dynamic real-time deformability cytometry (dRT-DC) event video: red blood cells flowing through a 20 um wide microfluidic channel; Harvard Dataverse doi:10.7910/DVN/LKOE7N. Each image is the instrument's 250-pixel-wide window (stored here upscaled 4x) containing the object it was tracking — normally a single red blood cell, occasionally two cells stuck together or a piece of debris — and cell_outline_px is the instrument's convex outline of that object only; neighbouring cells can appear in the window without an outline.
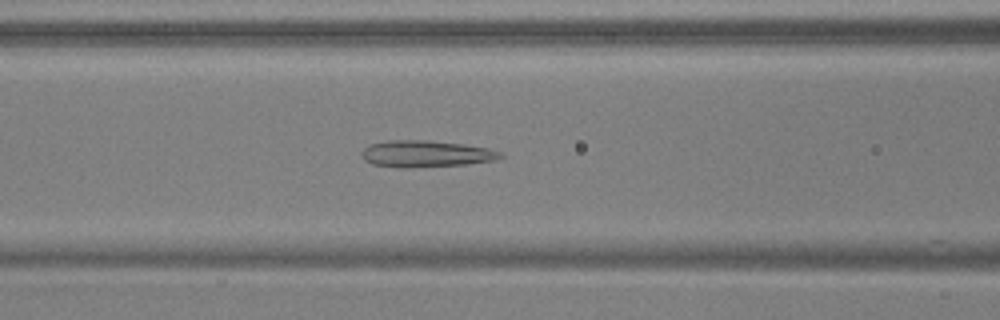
{"species": "common noctule bat (a hibernating species)", "species_latin": "Nyctalus noctula", "temperature_condition": "warm", "stored_images_in_passage": 53, "camera_frame_rate_fps": 3000, "um_per_image_px": 0.085, "animal": {"sex": "male", "body_mass_g": 17.9, "forearm_length_mm": 54.2}, "frame": {"image": 1, "passage_image": 22, "time_ms": 7.0, "image_size_px": [1000, 320], "cell_outline_px": [[504, 156], [496, 160], [468, 164], [404, 168], [400, 168], [372, 164], [364, 160], [360, 152], [368, 144], [388, 140], [428, 140], [464, 144], [488, 148], [504, 152]], "centroid_in_image_um": [36.21, 13.07], "position_along_channel_um": 130.4, "area_um2": 21.85}}
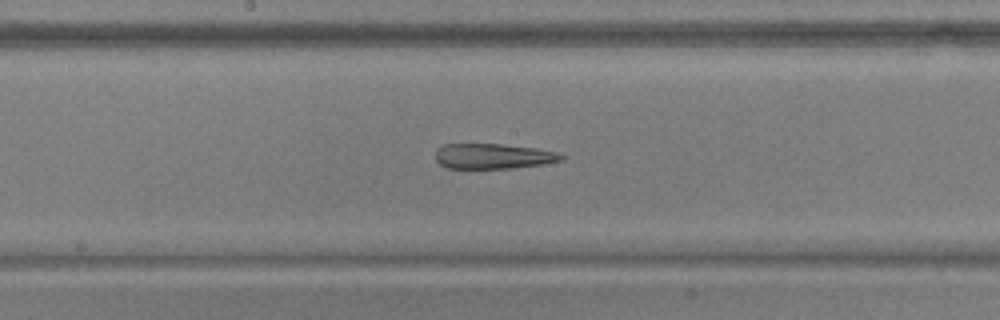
{"frame": {"image": 2, "passage_image": 28, "time_ms": 9.0, "image_size_px": [1000, 320], "cell_outline_px": [[564, 160], [540, 164], [512, 168], [448, 168], [440, 164], [436, 160], [436, 148], [444, 144], [504, 144], [536, 148], [556, 152], [564, 156]], "centroid_in_image_um": [41.9, 13.27], "position_along_channel_um": 206.3, "area_um2": 18.44}}
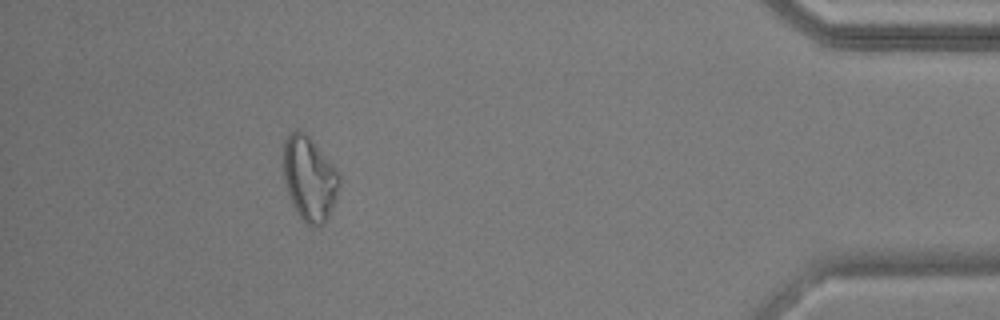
{"frame": {"image": 3, "passage_image": 48, "time_ms": 15.667, "image_size_px": [1000, 320], "cell_outline_px": [[340, 188], [328, 216], [320, 228], [312, 228], [300, 216], [292, 204], [288, 192], [284, 176], [284, 144], [288, 136], [296, 128], [300, 128], [312, 140], [340, 172]], "centroid_in_image_um": [26.33, 15.18], "position_along_channel_um": 408.9, "area_um2": 27.4}, "authors_computed_cell_mechanics": {"area_um2": 25.143, "velocity_mm_per_s": 3.797, "shape_relaxation_time_tau1_ms": null, "shape_relaxation_time_tau2_ms": 6.8986, "deformation_change_tau1": null, "deformation_change_tau2": 0.2138}}